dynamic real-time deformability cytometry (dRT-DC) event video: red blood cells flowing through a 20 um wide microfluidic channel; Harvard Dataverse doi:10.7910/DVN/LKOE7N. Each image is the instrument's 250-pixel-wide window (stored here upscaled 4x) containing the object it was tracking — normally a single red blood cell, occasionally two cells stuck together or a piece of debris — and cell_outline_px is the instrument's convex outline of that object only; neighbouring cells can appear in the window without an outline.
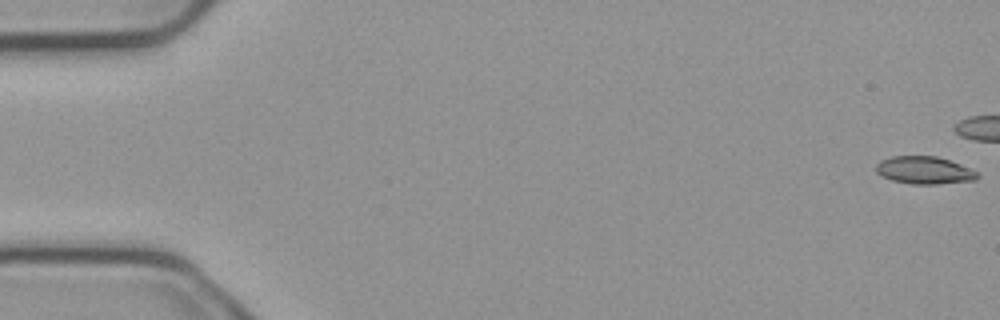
{"species": "common noctule bat (a hibernating species)", "species_latin": "Nyctalus noctula", "temperature_condition": "cold", "stored_images_in_passage": 6, "camera_frame_rate_fps": 3000, "um_per_image_px": 0.085, "animal": {"sex": "male", "body_mass_g": 23.1, "forearm_length_mm": 52.7}, "frame": {"image": 1, "passage_image": 1, "time_ms": 0.0, "image_size_px": [1000, 320], "cell_outline_px": [[980, 176], [976, 180], [936, 184], [912, 184], [892, 180], [876, 172], [876, 164], [880, 160], [892, 156], [936, 156], [960, 164], [976, 172]], "centroid_in_image_um": [78.56, 14.47], "position_along_channel_um": 6.4, "area_um2": 16.13}}